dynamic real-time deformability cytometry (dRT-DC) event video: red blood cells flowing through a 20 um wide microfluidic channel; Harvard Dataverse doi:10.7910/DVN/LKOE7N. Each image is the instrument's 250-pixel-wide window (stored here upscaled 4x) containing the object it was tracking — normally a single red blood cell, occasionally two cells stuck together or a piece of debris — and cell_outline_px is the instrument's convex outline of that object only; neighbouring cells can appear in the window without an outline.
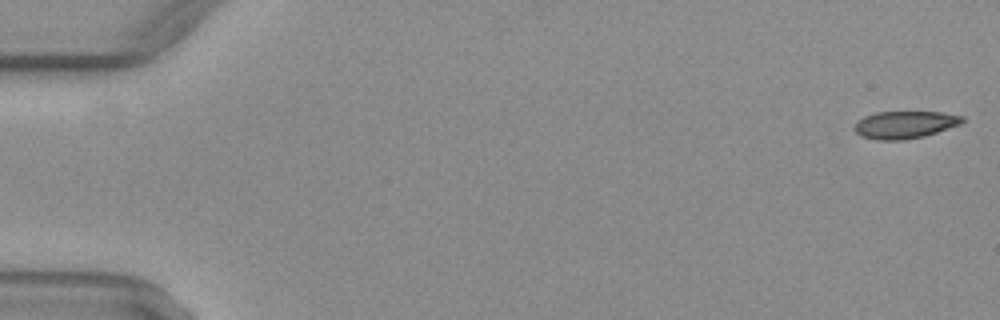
{"species": "common noctule bat (a hibernating species)", "species_latin": "Nyctalus noctula", "temperature_condition": "warm", "stored_images_in_passage": 51, "camera_frame_rate_fps": 3000, "um_per_image_px": 0.085, "animal": {"sex": "female", "body_mass_g": 29.2, "forearm_length_mm": 56.3}, "frame": {"image": 1, "passage_image": 1, "time_ms": 0.0, "image_size_px": [1000, 320], "cell_outline_px": [[964, 120], [960, 124], [924, 136], [904, 140], [880, 140], [860, 136], [852, 128], [856, 120], [864, 116], [876, 112], [944, 112], [964, 116]], "centroid_in_image_um": [76.87, 10.59], "position_along_channel_um": 8.1, "area_um2": 17.34}}
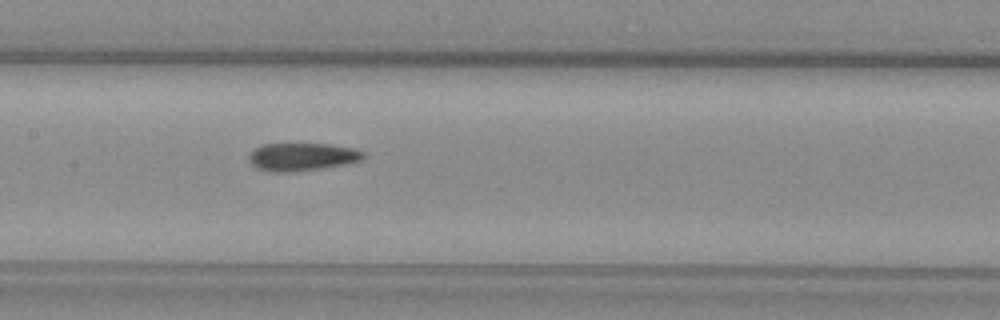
{"frame": {"image": 2, "passage_image": 26, "time_ms": 8.333, "image_size_px": [1000, 320], "cell_outline_px": [[364, 160], [344, 164], [320, 168], [292, 172], [268, 172], [256, 168], [248, 160], [248, 156], [260, 144], [288, 140], [328, 144], [352, 148], [364, 152]], "centroid_in_image_um": [25.6, 13.27], "position_along_channel_um": 181.8, "area_um2": 19.54}}
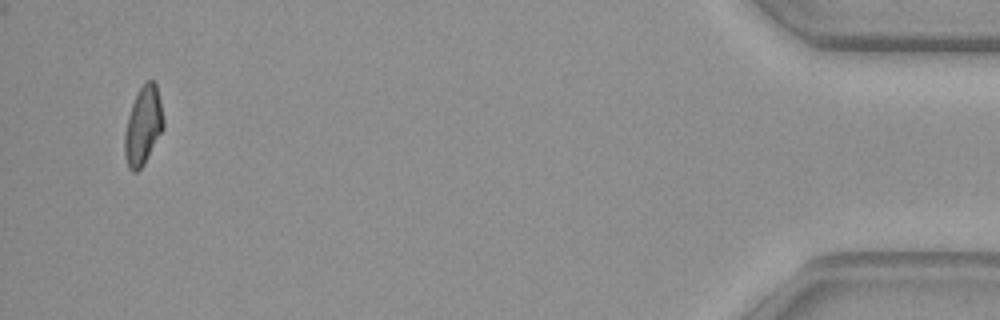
{"frame": {"image": 3, "passage_image": 50, "time_ms": 16.333, "image_size_px": [1000, 320], "cell_outline_px": [[164, 128], [144, 164], [136, 172], [132, 172], [128, 168], [124, 156], [124, 132], [128, 116], [136, 92], [148, 80], [152, 80], [156, 84], [160, 100], [164, 120]], "centroid_in_image_um": [12.15, 10.71], "position_along_channel_um": 423.0, "area_um2": 17.8}}